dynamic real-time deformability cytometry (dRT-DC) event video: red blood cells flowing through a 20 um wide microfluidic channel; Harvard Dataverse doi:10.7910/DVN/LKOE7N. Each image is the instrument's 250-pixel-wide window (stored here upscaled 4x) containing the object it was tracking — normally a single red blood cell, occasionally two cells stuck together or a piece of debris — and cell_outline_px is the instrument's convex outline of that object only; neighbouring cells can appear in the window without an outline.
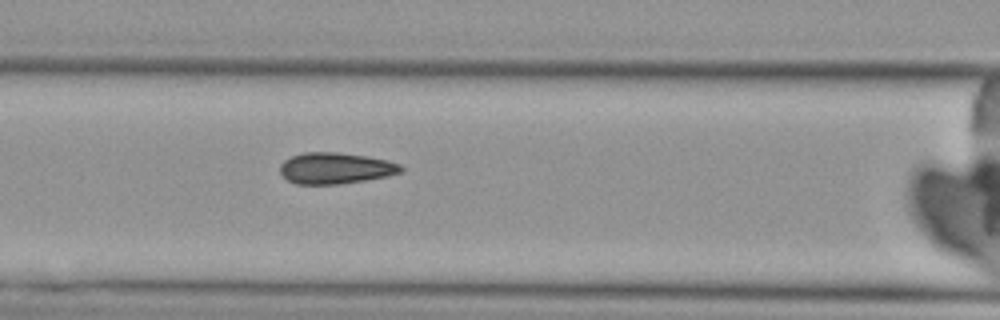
{"species": "Egyptian fruit bat (a non-hibernating species)", "species_latin": "Rousettus aegyptiacus", "temperature_condition": "cold", "stored_images_in_passage": 7, "camera_frame_rate_fps": 3000, "um_per_image_px": 0.085, "animal": {"sex": "female"}, "frame": {"image": 1, "passage_image": 7, "time_ms": 8.0, "image_size_px": [1000, 320], "cell_outline_px": [[404, 172], [388, 176], [340, 184], [296, 184], [288, 180], [280, 172], [280, 164], [284, 160], [292, 156], [304, 152], [336, 152], [368, 156], [388, 160], [400, 164], [404, 168]], "centroid_in_image_um": [28.55, 14.29], "position_along_channel_um": 138.1, "area_um2": 22.14}}